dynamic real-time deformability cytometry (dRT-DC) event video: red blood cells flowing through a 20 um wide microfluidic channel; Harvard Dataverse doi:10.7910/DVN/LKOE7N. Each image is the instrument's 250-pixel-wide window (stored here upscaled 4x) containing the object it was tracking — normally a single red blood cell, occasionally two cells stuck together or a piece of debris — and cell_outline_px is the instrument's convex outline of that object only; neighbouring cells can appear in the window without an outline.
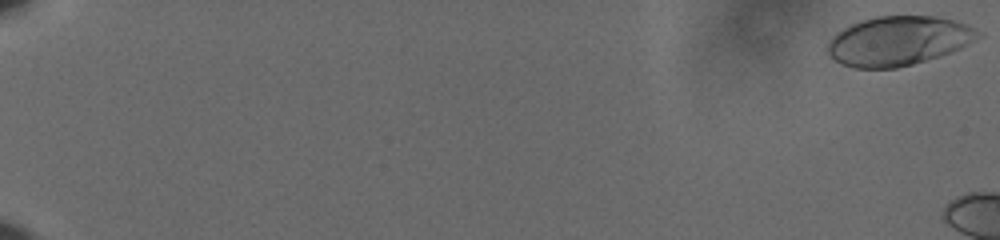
{"species": "human", "species_latin": "Homo sapiens", "temperature_condition": "cold", "stored_images_in_passage": 14, "camera_frame_rate_fps": 3000, "um_per_image_px": 0.085, "donor": {"sex": "male"}, "frame": {"image": 1, "passage_image": 1, "time_ms": 0.0, "image_size_px": [1000, 240], "cell_outline_px": [[984, 36], [960, 48], [912, 64], [896, 68], [856, 68], [840, 64], [828, 52], [828, 44], [832, 36], [836, 32], [852, 24], [876, 16], [936, 16], [952, 20], [976, 28], [984, 32]], "centroid_in_image_um": [76.39, 3.46], "position_along_channel_um": 8.6, "area_um2": 42.89}}